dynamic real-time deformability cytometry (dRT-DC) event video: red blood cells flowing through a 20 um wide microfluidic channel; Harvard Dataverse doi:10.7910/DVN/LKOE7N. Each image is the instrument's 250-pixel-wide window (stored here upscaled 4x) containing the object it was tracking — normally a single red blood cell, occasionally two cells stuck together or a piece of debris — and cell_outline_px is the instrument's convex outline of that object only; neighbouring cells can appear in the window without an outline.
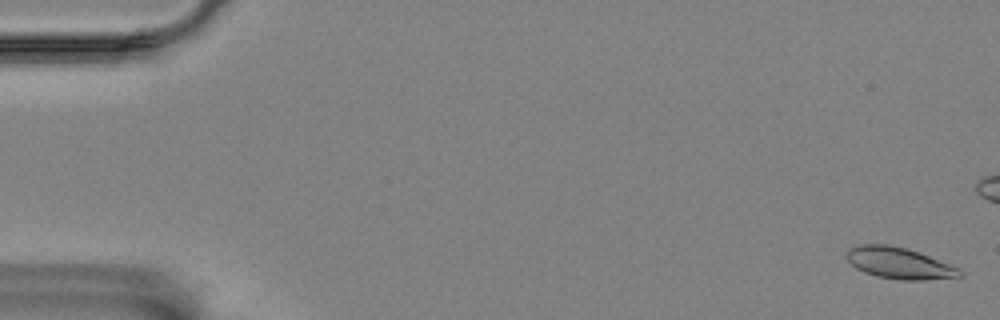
{"species": "Egyptian fruit bat (a non-hibernating species)", "species_latin": "Rousettus aegyptiacus", "temperature_condition": "room temperature", "stored_images_in_passage": 11, "camera_frame_rate_fps": 3000, "um_per_image_px": 0.085, "animal": {"sex": "female"}, "frame": {"image": 1, "passage_image": 2, "time_ms": 0.333, "image_size_px": [1000, 320], "cell_outline_px": [[964, 276], [924, 280], [900, 280], [876, 276], [864, 272], [856, 268], [844, 256], [844, 252], [848, 248], [860, 244], [888, 244], [908, 248], [960, 268], [964, 272]], "centroid_in_image_um": [76.41, 22.36], "position_along_channel_um": 8.6, "area_um2": 20.98}}